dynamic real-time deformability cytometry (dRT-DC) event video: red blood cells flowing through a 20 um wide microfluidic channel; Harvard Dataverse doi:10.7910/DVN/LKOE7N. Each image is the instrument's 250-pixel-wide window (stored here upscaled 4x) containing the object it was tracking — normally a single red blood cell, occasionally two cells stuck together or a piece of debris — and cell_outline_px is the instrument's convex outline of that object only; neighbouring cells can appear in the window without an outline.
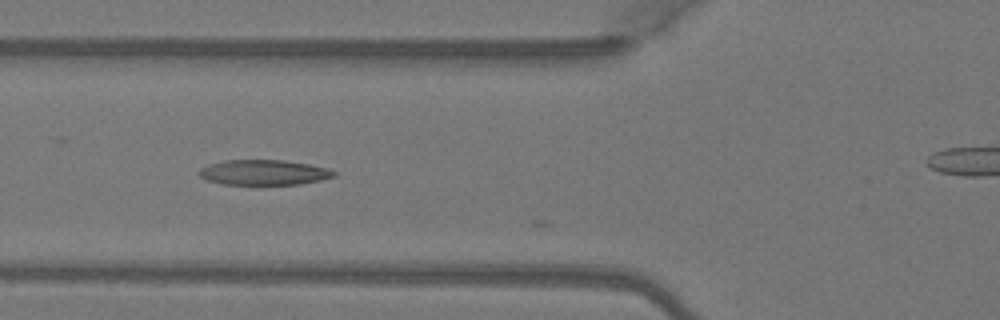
{"species": "Egyptian fruit bat (a non-hibernating species)", "species_latin": "Rousettus aegyptiacus", "temperature_condition": "warm", "stored_images_in_passage": 22, "camera_frame_rate_fps": 3000, "um_per_image_px": 0.085, "animal": {"sex": "female"}, "frame": {"image": 1, "passage_image": 19, "time_ms": 6.0, "image_size_px": [1000, 320], "cell_outline_px": [[336, 176], [320, 180], [300, 184], [224, 184], [208, 180], [200, 176], [196, 172], [200, 168], [208, 164], [224, 160], [284, 160], [308, 164], [328, 168], [336, 172]], "centroid_in_image_um": [22.41, 14.65], "position_along_channel_um": 103.4, "area_um2": 19.77}}